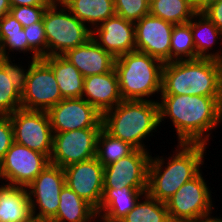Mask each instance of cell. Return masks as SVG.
Here are the masks:
<instances>
[{"instance_id": "obj_1", "label": "cell", "mask_w": 222, "mask_h": 222, "mask_svg": "<svg viewBox=\"0 0 222 222\" xmlns=\"http://www.w3.org/2000/svg\"><path fill=\"white\" fill-rule=\"evenodd\" d=\"M158 99L160 126L169 118L178 143L208 145L212 131L222 123V98L183 94L160 95Z\"/></svg>"}, {"instance_id": "obj_2", "label": "cell", "mask_w": 222, "mask_h": 222, "mask_svg": "<svg viewBox=\"0 0 222 222\" xmlns=\"http://www.w3.org/2000/svg\"><path fill=\"white\" fill-rule=\"evenodd\" d=\"M177 144L169 157L163 154L150 159L146 193L161 202H166L184 183L197 176L205 164L206 144Z\"/></svg>"}, {"instance_id": "obj_3", "label": "cell", "mask_w": 222, "mask_h": 222, "mask_svg": "<svg viewBox=\"0 0 222 222\" xmlns=\"http://www.w3.org/2000/svg\"><path fill=\"white\" fill-rule=\"evenodd\" d=\"M183 94L222 98V62L199 58L164 63L160 95Z\"/></svg>"}, {"instance_id": "obj_4", "label": "cell", "mask_w": 222, "mask_h": 222, "mask_svg": "<svg viewBox=\"0 0 222 222\" xmlns=\"http://www.w3.org/2000/svg\"><path fill=\"white\" fill-rule=\"evenodd\" d=\"M159 126L158 101L122 100L102 114V127L108 134L139 150L148 149L144 140Z\"/></svg>"}, {"instance_id": "obj_5", "label": "cell", "mask_w": 222, "mask_h": 222, "mask_svg": "<svg viewBox=\"0 0 222 222\" xmlns=\"http://www.w3.org/2000/svg\"><path fill=\"white\" fill-rule=\"evenodd\" d=\"M163 64L159 59L139 51L117 57L114 69L122 99L159 101L153 98L162 92Z\"/></svg>"}, {"instance_id": "obj_6", "label": "cell", "mask_w": 222, "mask_h": 222, "mask_svg": "<svg viewBox=\"0 0 222 222\" xmlns=\"http://www.w3.org/2000/svg\"><path fill=\"white\" fill-rule=\"evenodd\" d=\"M42 21L46 33L47 56L63 55L92 37V31L61 0H53L48 5Z\"/></svg>"}, {"instance_id": "obj_7", "label": "cell", "mask_w": 222, "mask_h": 222, "mask_svg": "<svg viewBox=\"0 0 222 222\" xmlns=\"http://www.w3.org/2000/svg\"><path fill=\"white\" fill-rule=\"evenodd\" d=\"M202 172L184 183L165 202L171 222H194L214 214L216 208L213 206L214 198Z\"/></svg>"}, {"instance_id": "obj_8", "label": "cell", "mask_w": 222, "mask_h": 222, "mask_svg": "<svg viewBox=\"0 0 222 222\" xmlns=\"http://www.w3.org/2000/svg\"><path fill=\"white\" fill-rule=\"evenodd\" d=\"M14 142L45 154L49 159L53 149V131L47 111L20 108L10 114Z\"/></svg>"}, {"instance_id": "obj_9", "label": "cell", "mask_w": 222, "mask_h": 222, "mask_svg": "<svg viewBox=\"0 0 222 222\" xmlns=\"http://www.w3.org/2000/svg\"><path fill=\"white\" fill-rule=\"evenodd\" d=\"M25 89L21 94V108L48 111L64 99L52 68L41 58L29 60Z\"/></svg>"}, {"instance_id": "obj_10", "label": "cell", "mask_w": 222, "mask_h": 222, "mask_svg": "<svg viewBox=\"0 0 222 222\" xmlns=\"http://www.w3.org/2000/svg\"><path fill=\"white\" fill-rule=\"evenodd\" d=\"M65 184L64 169L48 164L27 186L32 216L52 219L57 214L59 196Z\"/></svg>"}, {"instance_id": "obj_11", "label": "cell", "mask_w": 222, "mask_h": 222, "mask_svg": "<svg viewBox=\"0 0 222 222\" xmlns=\"http://www.w3.org/2000/svg\"><path fill=\"white\" fill-rule=\"evenodd\" d=\"M102 128H83L53 133L50 163L65 168L96 157L97 139Z\"/></svg>"}, {"instance_id": "obj_12", "label": "cell", "mask_w": 222, "mask_h": 222, "mask_svg": "<svg viewBox=\"0 0 222 222\" xmlns=\"http://www.w3.org/2000/svg\"><path fill=\"white\" fill-rule=\"evenodd\" d=\"M48 164L45 154L14 142L0 162V183L27 187Z\"/></svg>"}, {"instance_id": "obj_13", "label": "cell", "mask_w": 222, "mask_h": 222, "mask_svg": "<svg viewBox=\"0 0 222 222\" xmlns=\"http://www.w3.org/2000/svg\"><path fill=\"white\" fill-rule=\"evenodd\" d=\"M53 133L83 128H103L102 114L85 99H62L48 111Z\"/></svg>"}, {"instance_id": "obj_14", "label": "cell", "mask_w": 222, "mask_h": 222, "mask_svg": "<svg viewBox=\"0 0 222 222\" xmlns=\"http://www.w3.org/2000/svg\"><path fill=\"white\" fill-rule=\"evenodd\" d=\"M135 149L131 154L104 166L103 188L147 187L152 154Z\"/></svg>"}, {"instance_id": "obj_15", "label": "cell", "mask_w": 222, "mask_h": 222, "mask_svg": "<svg viewBox=\"0 0 222 222\" xmlns=\"http://www.w3.org/2000/svg\"><path fill=\"white\" fill-rule=\"evenodd\" d=\"M63 169L66 185L97 210L103 196L104 166L93 157Z\"/></svg>"}, {"instance_id": "obj_16", "label": "cell", "mask_w": 222, "mask_h": 222, "mask_svg": "<svg viewBox=\"0 0 222 222\" xmlns=\"http://www.w3.org/2000/svg\"><path fill=\"white\" fill-rule=\"evenodd\" d=\"M174 24L150 14L135 23L136 51L170 62L171 35Z\"/></svg>"}, {"instance_id": "obj_17", "label": "cell", "mask_w": 222, "mask_h": 222, "mask_svg": "<svg viewBox=\"0 0 222 222\" xmlns=\"http://www.w3.org/2000/svg\"><path fill=\"white\" fill-rule=\"evenodd\" d=\"M93 40L115 58L136 51L135 23L115 15L92 30Z\"/></svg>"}, {"instance_id": "obj_18", "label": "cell", "mask_w": 222, "mask_h": 222, "mask_svg": "<svg viewBox=\"0 0 222 222\" xmlns=\"http://www.w3.org/2000/svg\"><path fill=\"white\" fill-rule=\"evenodd\" d=\"M22 64L0 57V115H10L21 108V94L30 67L29 64L26 69Z\"/></svg>"}, {"instance_id": "obj_19", "label": "cell", "mask_w": 222, "mask_h": 222, "mask_svg": "<svg viewBox=\"0 0 222 222\" xmlns=\"http://www.w3.org/2000/svg\"><path fill=\"white\" fill-rule=\"evenodd\" d=\"M62 56L72 63L84 77L112 71L116 59L99 46L92 37L83 45L67 50Z\"/></svg>"}, {"instance_id": "obj_20", "label": "cell", "mask_w": 222, "mask_h": 222, "mask_svg": "<svg viewBox=\"0 0 222 222\" xmlns=\"http://www.w3.org/2000/svg\"><path fill=\"white\" fill-rule=\"evenodd\" d=\"M82 98L101 114L118 105L123 99L115 69L85 77Z\"/></svg>"}, {"instance_id": "obj_21", "label": "cell", "mask_w": 222, "mask_h": 222, "mask_svg": "<svg viewBox=\"0 0 222 222\" xmlns=\"http://www.w3.org/2000/svg\"><path fill=\"white\" fill-rule=\"evenodd\" d=\"M147 192V187L103 188L97 222H120Z\"/></svg>"}, {"instance_id": "obj_22", "label": "cell", "mask_w": 222, "mask_h": 222, "mask_svg": "<svg viewBox=\"0 0 222 222\" xmlns=\"http://www.w3.org/2000/svg\"><path fill=\"white\" fill-rule=\"evenodd\" d=\"M189 23L191 25L197 59H214L222 62V49L219 47L218 50H214L217 49L214 45L219 44L218 41H221L220 45L222 43V32L204 13H196Z\"/></svg>"}, {"instance_id": "obj_23", "label": "cell", "mask_w": 222, "mask_h": 222, "mask_svg": "<svg viewBox=\"0 0 222 222\" xmlns=\"http://www.w3.org/2000/svg\"><path fill=\"white\" fill-rule=\"evenodd\" d=\"M32 217L27 187L0 185V222H27Z\"/></svg>"}, {"instance_id": "obj_24", "label": "cell", "mask_w": 222, "mask_h": 222, "mask_svg": "<svg viewBox=\"0 0 222 222\" xmlns=\"http://www.w3.org/2000/svg\"><path fill=\"white\" fill-rule=\"evenodd\" d=\"M9 52L13 54L16 52L15 57L19 52L32 55L28 56L31 60L41 59L29 47L23 26L11 13H7L0 19V57L13 58L14 55Z\"/></svg>"}, {"instance_id": "obj_25", "label": "cell", "mask_w": 222, "mask_h": 222, "mask_svg": "<svg viewBox=\"0 0 222 222\" xmlns=\"http://www.w3.org/2000/svg\"><path fill=\"white\" fill-rule=\"evenodd\" d=\"M53 70L55 79L64 99L81 98L84 76L62 55L42 58Z\"/></svg>"}, {"instance_id": "obj_26", "label": "cell", "mask_w": 222, "mask_h": 222, "mask_svg": "<svg viewBox=\"0 0 222 222\" xmlns=\"http://www.w3.org/2000/svg\"><path fill=\"white\" fill-rule=\"evenodd\" d=\"M57 214L53 222H96V210L80 198L68 185H64L60 193Z\"/></svg>"}, {"instance_id": "obj_27", "label": "cell", "mask_w": 222, "mask_h": 222, "mask_svg": "<svg viewBox=\"0 0 222 222\" xmlns=\"http://www.w3.org/2000/svg\"><path fill=\"white\" fill-rule=\"evenodd\" d=\"M91 31L116 15L114 0H61Z\"/></svg>"}, {"instance_id": "obj_28", "label": "cell", "mask_w": 222, "mask_h": 222, "mask_svg": "<svg viewBox=\"0 0 222 222\" xmlns=\"http://www.w3.org/2000/svg\"><path fill=\"white\" fill-rule=\"evenodd\" d=\"M149 14L176 25L188 23L196 12L191 0H150Z\"/></svg>"}, {"instance_id": "obj_29", "label": "cell", "mask_w": 222, "mask_h": 222, "mask_svg": "<svg viewBox=\"0 0 222 222\" xmlns=\"http://www.w3.org/2000/svg\"><path fill=\"white\" fill-rule=\"evenodd\" d=\"M120 222H171L165 202L145 193Z\"/></svg>"}, {"instance_id": "obj_30", "label": "cell", "mask_w": 222, "mask_h": 222, "mask_svg": "<svg viewBox=\"0 0 222 222\" xmlns=\"http://www.w3.org/2000/svg\"><path fill=\"white\" fill-rule=\"evenodd\" d=\"M135 148L108 134L103 128L97 139L96 158L103 165L107 166L119 159L131 154Z\"/></svg>"}, {"instance_id": "obj_31", "label": "cell", "mask_w": 222, "mask_h": 222, "mask_svg": "<svg viewBox=\"0 0 222 222\" xmlns=\"http://www.w3.org/2000/svg\"><path fill=\"white\" fill-rule=\"evenodd\" d=\"M195 59H197V54L190 23L174 25L171 35L170 61Z\"/></svg>"}, {"instance_id": "obj_32", "label": "cell", "mask_w": 222, "mask_h": 222, "mask_svg": "<svg viewBox=\"0 0 222 222\" xmlns=\"http://www.w3.org/2000/svg\"><path fill=\"white\" fill-rule=\"evenodd\" d=\"M150 0H114L116 15L136 23L149 14Z\"/></svg>"}, {"instance_id": "obj_33", "label": "cell", "mask_w": 222, "mask_h": 222, "mask_svg": "<svg viewBox=\"0 0 222 222\" xmlns=\"http://www.w3.org/2000/svg\"><path fill=\"white\" fill-rule=\"evenodd\" d=\"M29 47L40 57L47 56V40L43 21L23 27Z\"/></svg>"}, {"instance_id": "obj_34", "label": "cell", "mask_w": 222, "mask_h": 222, "mask_svg": "<svg viewBox=\"0 0 222 222\" xmlns=\"http://www.w3.org/2000/svg\"><path fill=\"white\" fill-rule=\"evenodd\" d=\"M48 5L16 6L11 7L10 12L23 27H28L40 22Z\"/></svg>"}, {"instance_id": "obj_35", "label": "cell", "mask_w": 222, "mask_h": 222, "mask_svg": "<svg viewBox=\"0 0 222 222\" xmlns=\"http://www.w3.org/2000/svg\"><path fill=\"white\" fill-rule=\"evenodd\" d=\"M14 143L13 125L9 115H0V162Z\"/></svg>"}, {"instance_id": "obj_36", "label": "cell", "mask_w": 222, "mask_h": 222, "mask_svg": "<svg viewBox=\"0 0 222 222\" xmlns=\"http://www.w3.org/2000/svg\"><path fill=\"white\" fill-rule=\"evenodd\" d=\"M203 13L222 32V0H218Z\"/></svg>"}, {"instance_id": "obj_37", "label": "cell", "mask_w": 222, "mask_h": 222, "mask_svg": "<svg viewBox=\"0 0 222 222\" xmlns=\"http://www.w3.org/2000/svg\"><path fill=\"white\" fill-rule=\"evenodd\" d=\"M53 0H9L11 7L49 5Z\"/></svg>"}, {"instance_id": "obj_38", "label": "cell", "mask_w": 222, "mask_h": 222, "mask_svg": "<svg viewBox=\"0 0 222 222\" xmlns=\"http://www.w3.org/2000/svg\"><path fill=\"white\" fill-rule=\"evenodd\" d=\"M218 0H191L193 9L196 13H203L211 5L215 4Z\"/></svg>"}, {"instance_id": "obj_39", "label": "cell", "mask_w": 222, "mask_h": 222, "mask_svg": "<svg viewBox=\"0 0 222 222\" xmlns=\"http://www.w3.org/2000/svg\"><path fill=\"white\" fill-rule=\"evenodd\" d=\"M11 6L9 0H0V19L10 12Z\"/></svg>"}, {"instance_id": "obj_40", "label": "cell", "mask_w": 222, "mask_h": 222, "mask_svg": "<svg viewBox=\"0 0 222 222\" xmlns=\"http://www.w3.org/2000/svg\"><path fill=\"white\" fill-rule=\"evenodd\" d=\"M194 222H222V218L220 216L208 215L206 217L200 218Z\"/></svg>"}, {"instance_id": "obj_41", "label": "cell", "mask_w": 222, "mask_h": 222, "mask_svg": "<svg viewBox=\"0 0 222 222\" xmlns=\"http://www.w3.org/2000/svg\"><path fill=\"white\" fill-rule=\"evenodd\" d=\"M27 222H53L51 219L31 217Z\"/></svg>"}]
</instances>
